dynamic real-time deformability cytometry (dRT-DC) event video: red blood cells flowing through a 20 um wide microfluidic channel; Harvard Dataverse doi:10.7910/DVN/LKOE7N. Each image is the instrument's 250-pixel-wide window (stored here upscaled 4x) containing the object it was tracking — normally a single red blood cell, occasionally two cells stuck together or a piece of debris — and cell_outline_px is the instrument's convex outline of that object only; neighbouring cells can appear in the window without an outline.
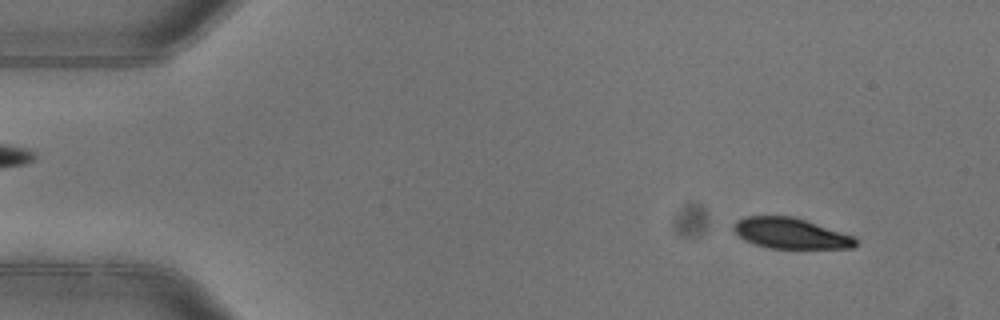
{"species": "common noctule bat (a hibernating species)", "species_latin": "Nyctalus noctula", "temperature_condition": "warm", "stored_images_in_passage": 3, "camera_frame_rate_fps": 3000, "um_per_image_px": 0.085, "animal": {"sex": "female"}, "frame": {"image": 1, "passage_image": 1, "time_ms": 0.0, "image_size_px": [1000, 320], "cell_outline_px": [[860, 240], [856, 248], [768, 248], [752, 244], [744, 240], [732, 228], [736, 220], [744, 216], [792, 216], [856, 236]], "centroid_in_image_um": [67.25, 19.84], "position_along_channel_um": 17.8, "area_um2": 22.08}}
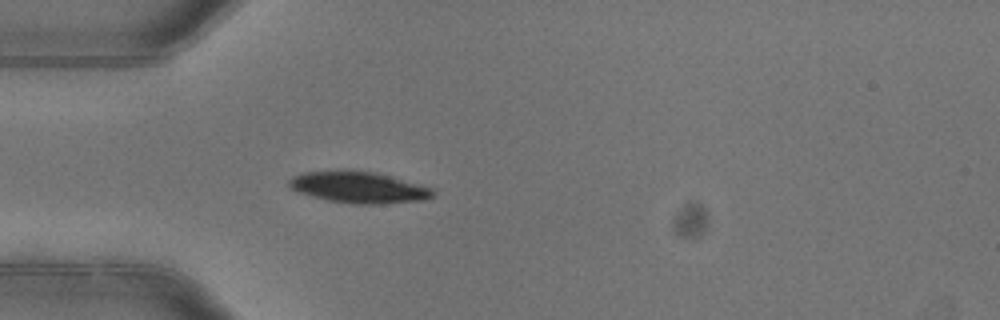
{"frame": {"image": 2, "passage_image": 3, "time_ms": 0.667, "image_size_px": [1000, 320], "cell_outline_px": [[436, 196], [428, 200], [380, 204], [352, 204], [328, 200], [296, 192], [288, 188], [288, 180], [292, 176], [304, 172], [372, 172], [388, 176], [432, 188], [436, 192]], "centroid_in_image_um": [30.5, 15.97], "position_along_channel_um": 54.5, "area_um2": 25.89}}